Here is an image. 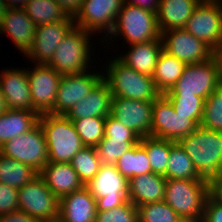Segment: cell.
Here are the masks:
<instances>
[{
    "label": "cell",
    "mask_w": 222,
    "mask_h": 222,
    "mask_svg": "<svg viewBox=\"0 0 222 222\" xmlns=\"http://www.w3.org/2000/svg\"><path fill=\"white\" fill-rule=\"evenodd\" d=\"M178 143L192 160L199 176L211 181L222 175V133L198 126Z\"/></svg>",
    "instance_id": "6da1fadb"
},
{
    "label": "cell",
    "mask_w": 222,
    "mask_h": 222,
    "mask_svg": "<svg viewBox=\"0 0 222 222\" xmlns=\"http://www.w3.org/2000/svg\"><path fill=\"white\" fill-rule=\"evenodd\" d=\"M109 62L103 79L109 84L113 97L153 102L161 95L151 76L133 70L118 57Z\"/></svg>",
    "instance_id": "7a4b0ae2"
},
{
    "label": "cell",
    "mask_w": 222,
    "mask_h": 222,
    "mask_svg": "<svg viewBox=\"0 0 222 222\" xmlns=\"http://www.w3.org/2000/svg\"><path fill=\"white\" fill-rule=\"evenodd\" d=\"M38 123L47 143L49 162L70 163L84 147L72 121L65 115L42 114Z\"/></svg>",
    "instance_id": "3957f363"
},
{
    "label": "cell",
    "mask_w": 222,
    "mask_h": 222,
    "mask_svg": "<svg viewBox=\"0 0 222 222\" xmlns=\"http://www.w3.org/2000/svg\"><path fill=\"white\" fill-rule=\"evenodd\" d=\"M208 196L206 180L166 179L164 201L184 221L202 220Z\"/></svg>",
    "instance_id": "277c9868"
},
{
    "label": "cell",
    "mask_w": 222,
    "mask_h": 222,
    "mask_svg": "<svg viewBox=\"0 0 222 222\" xmlns=\"http://www.w3.org/2000/svg\"><path fill=\"white\" fill-rule=\"evenodd\" d=\"M121 34L129 45L159 39L161 33L157 24V14L124 2L105 42ZM108 36L111 37L107 40Z\"/></svg>",
    "instance_id": "5b68a950"
},
{
    "label": "cell",
    "mask_w": 222,
    "mask_h": 222,
    "mask_svg": "<svg viewBox=\"0 0 222 222\" xmlns=\"http://www.w3.org/2000/svg\"><path fill=\"white\" fill-rule=\"evenodd\" d=\"M91 35L74 25L59 43L48 65L62 75L88 71V67L91 68L88 66L91 59Z\"/></svg>",
    "instance_id": "8992f818"
},
{
    "label": "cell",
    "mask_w": 222,
    "mask_h": 222,
    "mask_svg": "<svg viewBox=\"0 0 222 222\" xmlns=\"http://www.w3.org/2000/svg\"><path fill=\"white\" fill-rule=\"evenodd\" d=\"M59 205L60 200L39 174L18 189L19 210L34 217L38 222L58 221Z\"/></svg>",
    "instance_id": "52a82bcc"
},
{
    "label": "cell",
    "mask_w": 222,
    "mask_h": 222,
    "mask_svg": "<svg viewBox=\"0 0 222 222\" xmlns=\"http://www.w3.org/2000/svg\"><path fill=\"white\" fill-rule=\"evenodd\" d=\"M96 199L97 211H107L128 201V180L115 165H101L95 177L85 185Z\"/></svg>",
    "instance_id": "ba28073f"
},
{
    "label": "cell",
    "mask_w": 222,
    "mask_h": 222,
    "mask_svg": "<svg viewBox=\"0 0 222 222\" xmlns=\"http://www.w3.org/2000/svg\"><path fill=\"white\" fill-rule=\"evenodd\" d=\"M220 86L218 66L212 56L204 62L186 64L182 76L163 95H196L206 99Z\"/></svg>",
    "instance_id": "9c48e42d"
},
{
    "label": "cell",
    "mask_w": 222,
    "mask_h": 222,
    "mask_svg": "<svg viewBox=\"0 0 222 222\" xmlns=\"http://www.w3.org/2000/svg\"><path fill=\"white\" fill-rule=\"evenodd\" d=\"M197 127L188 115L176 113L163 94L153 101L151 136L178 142Z\"/></svg>",
    "instance_id": "30bf717a"
},
{
    "label": "cell",
    "mask_w": 222,
    "mask_h": 222,
    "mask_svg": "<svg viewBox=\"0 0 222 222\" xmlns=\"http://www.w3.org/2000/svg\"><path fill=\"white\" fill-rule=\"evenodd\" d=\"M0 152L31 166L38 173L49 162L47 143L39 123L30 131L6 142Z\"/></svg>",
    "instance_id": "8fae6325"
},
{
    "label": "cell",
    "mask_w": 222,
    "mask_h": 222,
    "mask_svg": "<svg viewBox=\"0 0 222 222\" xmlns=\"http://www.w3.org/2000/svg\"><path fill=\"white\" fill-rule=\"evenodd\" d=\"M124 2V0H83L80 11L74 17V24L93 34L104 32L106 34L103 39H105L112 31Z\"/></svg>",
    "instance_id": "7c38bea8"
},
{
    "label": "cell",
    "mask_w": 222,
    "mask_h": 222,
    "mask_svg": "<svg viewBox=\"0 0 222 222\" xmlns=\"http://www.w3.org/2000/svg\"><path fill=\"white\" fill-rule=\"evenodd\" d=\"M212 50L222 45V3L200 2L185 27Z\"/></svg>",
    "instance_id": "4fadbf2b"
},
{
    "label": "cell",
    "mask_w": 222,
    "mask_h": 222,
    "mask_svg": "<svg viewBox=\"0 0 222 222\" xmlns=\"http://www.w3.org/2000/svg\"><path fill=\"white\" fill-rule=\"evenodd\" d=\"M35 65L34 69H27L32 106L39 115L53 114L56 93L62 74L48 64Z\"/></svg>",
    "instance_id": "5bb4252c"
},
{
    "label": "cell",
    "mask_w": 222,
    "mask_h": 222,
    "mask_svg": "<svg viewBox=\"0 0 222 222\" xmlns=\"http://www.w3.org/2000/svg\"><path fill=\"white\" fill-rule=\"evenodd\" d=\"M103 73L86 71L62 75L56 93L53 115H66L103 79Z\"/></svg>",
    "instance_id": "9a60e30c"
},
{
    "label": "cell",
    "mask_w": 222,
    "mask_h": 222,
    "mask_svg": "<svg viewBox=\"0 0 222 222\" xmlns=\"http://www.w3.org/2000/svg\"><path fill=\"white\" fill-rule=\"evenodd\" d=\"M163 50L185 64L204 62L213 56V50L184 28L161 33Z\"/></svg>",
    "instance_id": "2e32d148"
},
{
    "label": "cell",
    "mask_w": 222,
    "mask_h": 222,
    "mask_svg": "<svg viewBox=\"0 0 222 222\" xmlns=\"http://www.w3.org/2000/svg\"><path fill=\"white\" fill-rule=\"evenodd\" d=\"M152 109L151 101L112 97L110 115L142 138L151 136Z\"/></svg>",
    "instance_id": "e0dca14e"
},
{
    "label": "cell",
    "mask_w": 222,
    "mask_h": 222,
    "mask_svg": "<svg viewBox=\"0 0 222 222\" xmlns=\"http://www.w3.org/2000/svg\"><path fill=\"white\" fill-rule=\"evenodd\" d=\"M74 18L36 26L33 45L26 57L36 64H48L63 37L74 26Z\"/></svg>",
    "instance_id": "ac0fdd59"
},
{
    "label": "cell",
    "mask_w": 222,
    "mask_h": 222,
    "mask_svg": "<svg viewBox=\"0 0 222 222\" xmlns=\"http://www.w3.org/2000/svg\"><path fill=\"white\" fill-rule=\"evenodd\" d=\"M0 88L8 109L35 111L32 106L27 69L3 70L0 74Z\"/></svg>",
    "instance_id": "d6986e66"
},
{
    "label": "cell",
    "mask_w": 222,
    "mask_h": 222,
    "mask_svg": "<svg viewBox=\"0 0 222 222\" xmlns=\"http://www.w3.org/2000/svg\"><path fill=\"white\" fill-rule=\"evenodd\" d=\"M36 25L23 8H8L0 25V33L7 34L24 55L33 45Z\"/></svg>",
    "instance_id": "ffe728a7"
},
{
    "label": "cell",
    "mask_w": 222,
    "mask_h": 222,
    "mask_svg": "<svg viewBox=\"0 0 222 222\" xmlns=\"http://www.w3.org/2000/svg\"><path fill=\"white\" fill-rule=\"evenodd\" d=\"M96 214V199L86 186L60 199L58 222H95Z\"/></svg>",
    "instance_id": "44dd1931"
},
{
    "label": "cell",
    "mask_w": 222,
    "mask_h": 222,
    "mask_svg": "<svg viewBox=\"0 0 222 222\" xmlns=\"http://www.w3.org/2000/svg\"><path fill=\"white\" fill-rule=\"evenodd\" d=\"M112 93L109 84L102 79L91 92L78 101L65 115L70 120L89 117L106 118L111 113Z\"/></svg>",
    "instance_id": "7402d4cb"
},
{
    "label": "cell",
    "mask_w": 222,
    "mask_h": 222,
    "mask_svg": "<svg viewBox=\"0 0 222 222\" xmlns=\"http://www.w3.org/2000/svg\"><path fill=\"white\" fill-rule=\"evenodd\" d=\"M39 175L59 200L84 186L71 163L48 162Z\"/></svg>",
    "instance_id": "603a6c76"
},
{
    "label": "cell",
    "mask_w": 222,
    "mask_h": 222,
    "mask_svg": "<svg viewBox=\"0 0 222 222\" xmlns=\"http://www.w3.org/2000/svg\"><path fill=\"white\" fill-rule=\"evenodd\" d=\"M166 178L157 173H147L128 180V200L136 207L164 201Z\"/></svg>",
    "instance_id": "cb8c5ba5"
},
{
    "label": "cell",
    "mask_w": 222,
    "mask_h": 222,
    "mask_svg": "<svg viewBox=\"0 0 222 222\" xmlns=\"http://www.w3.org/2000/svg\"><path fill=\"white\" fill-rule=\"evenodd\" d=\"M129 46L131 48L128 53L118 58L133 70L152 77L159 55L163 51L162 38Z\"/></svg>",
    "instance_id": "d4e9b609"
},
{
    "label": "cell",
    "mask_w": 222,
    "mask_h": 222,
    "mask_svg": "<svg viewBox=\"0 0 222 222\" xmlns=\"http://www.w3.org/2000/svg\"><path fill=\"white\" fill-rule=\"evenodd\" d=\"M201 0H160L157 24L160 33L184 28Z\"/></svg>",
    "instance_id": "484cf974"
},
{
    "label": "cell",
    "mask_w": 222,
    "mask_h": 222,
    "mask_svg": "<svg viewBox=\"0 0 222 222\" xmlns=\"http://www.w3.org/2000/svg\"><path fill=\"white\" fill-rule=\"evenodd\" d=\"M36 111L11 110L0 115V148L9 140L30 131L39 121Z\"/></svg>",
    "instance_id": "4316f807"
},
{
    "label": "cell",
    "mask_w": 222,
    "mask_h": 222,
    "mask_svg": "<svg viewBox=\"0 0 222 222\" xmlns=\"http://www.w3.org/2000/svg\"><path fill=\"white\" fill-rule=\"evenodd\" d=\"M185 66L186 64L183 61L169 55L163 50L159 55L152 76L156 89L161 94L168 92L182 76Z\"/></svg>",
    "instance_id": "83f0119b"
},
{
    "label": "cell",
    "mask_w": 222,
    "mask_h": 222,
    "mask_svg": "<svg viewBox=\"0 0 222 222\" xmlns=\"http://www.w3.org/2000/svg\"><path fill=\"white\" fill-rule=\"evenodd\" d=\"M38 174L31 166L0 152V183L20 189Z\"/></svg>",
    "instance_id": "f1b7e54d"
},
{
    "label": "cell",
    "mask_w": 222,
    "mask_h": 222,
    "mask_svg": "<svg viewBox=\"0 0 222 222\" xmlns=\"http://www.w3.org/2000/svg\"><path fill=\"white\" fill-rule=\"evenodd\" d=\"M166 179L204 180L199 176L192 160L178 142L171 141Z\"/></svg>",
    "instance_id": "f546056e"
},
{
    "label": "cell",
    "mask_w": 222,
    "mask_h": 222,
    "mask_svg": "<svg viewBox=\"0 0 222 222\" xmlns=\"http://www.w3.org/2000/svg\"><path fill=\"white\" fill-rule=\"evenodd\" d=\"M115 166L127 180L152 172L146 150L140 145V142L125 152L117 160Z\"/></svg>",
    "instance_id": "4dcf8cb0"
},
{
    "label": "cell",
    "mask_w": 222,
    "mask_h": 222,
    "mask_svg": "<svg viewBox=\"0 0 222 222\" xmlns=\"http://www.w3.org/2000/svg\"><path fill=\"white\" fill-rule=\"evenodd\" d=\"M23 9L36 26L69 18L55 0H28Z\"/></svg>",
    "instance_id": "1f68e13d"
},
{
    "label": "cell",
    "mask_w": 222,
    "mask_h": 222,
    "mask_svg": "<svg viewBox=\"0 0 222 222\" xmlns=\"http://www.w3.org/2000/svg\"><path fill=\"white\" fill-rule=\"evenodd\" d=\"M140 145L146 150L152 172L161 174L166 178L171 141L147 136L140 139Z\"/></svg>",
    "instance_id": "d6a6232c"
},
{
    "label": "cell",
    "mask_w": 222,
    "mask_h": 222,
    "mask_svg": "<svg viewBox=\"0 0 222 222\" xmlns=\"http://www.w3.org/2000/svg\"><path fill=\"white\" fill-rule=\"evenodd\" d=\"M70 163L84 186L95 177L102 165L96 148L92 146L80 149Z\"/></svg>",
    "instance_id": "836d02e7"
},
{
    "label": "cell",
    "mask_w": 222,
    "mask_h": 222,
    "mask_svg": "<svg viewBox=\"0 0 222 222\" xmlns=\"http://www.w3.org/2000/svg\"><path fill=\"white\" fill-rule=\"evenodd\" d=\"M140 140L103 138L95 147L102 165H116L117 160Z\"/></svg>",
    "instance_id": "e575fe53"
},
{
    "label": "cell",
    "mask_w": 222,
    "mask_h": 222,
    "mask_svg": "<svg viewBox=\"0 0 222 222\" xmlns=\"http://www.w3.org/2000/svg\"><path fill=\"white\" fill-rule=\"evenodd\" d=\"M106 118L89 117L71 120L84 146L96 147L104 138Z\"/></svg>",
    "instance_id": "d590c367"
},
{
    "label": "cell",
    "mask_w": 222,
    "mask_h": 222,
    "mask_svg": "<svg viewBox=\"0 0 222 222\" xmlns=\"http://www.w3.org/2000/svg\"><path fill=\"white\" fill-rule=\"evenodd\" d=\"M200 126L222 133V86L205 99Z\"/></svg>",
    "instance_id": "8d00e7d4"
},
{
    "label": "cell",
    "mask_w": 222,
    "mask_h": 222,
    "mask_svg": "<svg viewBox=\"0 0 222 222\" xmlns=\"http://www.w3.org/2000/svg\"><path fill=\"white\" fill-rule=\"evenodd\" d=\"M176 113L188 115L198 126L202 121L205 99L196 95H164Z\"/></svg>",
    "instance_id": "74e56055"
},
{
    "label": "cell",
    "mask_w": 222,
    "mask_h": 222,
    "mask_svg": "<svg viewBox=\"0 0 222 222\" xmlns=\"http://www.w3.org/2000/svg\"><path fill=\"white\" fill-rule=\"evenodd\" d=\"M137 210L139 222H184L165 201L140 205Z\"/></svg>",
    "instance_id": "f35d334b"
},
{
    "label": "cell",
    "mask_w": 222,
    "mask_h": 222,
    "mask_svg": "<svg viewBox=\"0 0 222 222\" xmlns=\"http://www.w3.org/2000/svg\"><path fill=\"white\" fill-rule=\"evenodd\" d=\"M95 222H139L137 207L128 200L125 204L107 211H97Z\"/></svg>",
    "instance_id": "ab89813d"
},
{
    "label": "cell",
    "mask_w": 222,
    "mask_h": 222,
    "mask_svg": "<svg viewBox=\"0 0 222 222\" xmlns=\"http://www.w3.org/2000/svg\"><path fill=\"white\" fill-rule=\"evenodd\" d=\"M105 138H118L124 140H140L141 137L136 134L131 128L126 127L119 120L115 119L110 114L105 120Z\"/></svg>",
    "instance_id": "60d3db41"
},
{
    "label": "cell",
    "mask_w": 222,
    "mask_h": 222,
    "mask_svg": "<svg viewBox=\"0 0 222 222\" xmlns=\"http://www.w3.org/2000/svg\"><path fill=\"white\" fill-rule=\"evenodd\" d=\"M19 210L18 189L0 183V215Z\"/></svg>",
    "instance_id": "b9f144b4"
},
{
    "label": "cell",
    "mask_w": 222,
    "mask_h": 222,
    "mask_svg": "<svg viewBox=\"0 0 222 222\" xmlns=\"http://www.w3.org/2000/svg\"><path fill=\"white\" fill-rule=\"evenodd\" d=\"M202 220L204 222H222V205L218 204L210 195L205 203Z\"/></svg>",
    "instance_id": "7bdbcfd3"
},
{
    "label": "cell",
    "mask_w": 222,
    "mask_h": 222,
    "mask_svg": "<svg viewBox=\"0 0 222 222\" xmlns=\"http://www.w3.org/2000/svg\"><path fill=\"white\" fill-rule=\"evenodd\" d=\"M0 222H38L34 217L27 213L17 210L8 214L0 215Z\"/></svg>",
    "instance_id": "ee69618b"
},
{
    "label": "cell",
    "mask_w": 222,
    "mask_h": 222,
    "mask_svg": "<svg viewBox=\"0 0 222 222\" xmlns=\"http://www.w3.org/2000/svg\"><path fill=\"white\" fill-rule=\"evenodd\" d=\"M69 17H75L80 11L83 0H55Z\"/></svg>",
    "instance_id": "f6af8a7d"
},
{
    "label": "cell",
    "mask_w": 222,
    "mask_h": 222,
    "mask_svg": "<svg viewBox=\"0 0 222 222\" xmlns=\"http://www.w3.org/2000/svg\"><path fill=\"white\" fill-rule=\"evenodd\" d=\"M125 3L158 13L160 0H124Z\"/></svg>",
    "instance_id": "bcb514c9"
},
{
    "label": "cell",
    "mask_w": 222,
    "mask_h": 222,
    "mask_svg": "<svg viewBox=\"0 0 222 222\" xmlns=\"http://www.w3.org/2000/svg\"><path fill=\"white\" fill-rule=\"evenodd\" d=\"M209 195L222 205V179H214L209 181Z\"/></svg>",
    "instance_id": "7dc6e473"
},
{
    "label": "cell",
    "mask_w": 222,
    "mask_h": 222,
    "mask_svg": "<svg viewBox=\"0 0 222 222\" xmlns=\"http://www.w3.org/2000/svg\"><path fill=\"white\" fill-rule=\"evenodd\" d=\"M213 57L215 58L218 66L219 79L222 86V45L213 50Z\"/></svg>",
    "instance_id": "c3c4849f"
},
{
    "label": "cell",
    "mask_w": 222,
    "mask_h": 222,
    "mask_svg": "<svg viewBox=\"0 0 222 222\" xmlns=\"http://www.w3.org/2000/svg\"><path fill=\"white\" fill-rule=\"evenodd\" d=\"M8 8H23L28 0H5Z\"/></svg>",
    "instance_id": "681fc988"
},
{
    "label": "cell",
    "mask_w": 222,
    "mask_h": 222,
    "mask_svg": "<svg viewBox=\"0 0 222 222\" xmlns=\"http://www.w3.org/2000/svg\"><path fill=\"white\" fill-rule=\"evenodd\" d=\"M8 110L6 99L4 98L0 88V115Z\"/></svg>",
    "instance_id": "f907efd6"
},
{
    "label": "cell",
    "mask_w": 222,
    "mask_h": 222,
    "mask_svg": "<svg viewBox=\"0 0 222 222\" xmlns=\"http://www.w3.org/2000/svg\"><path fill=\"white\" fill-rule=\"evenodd\" d=\"M7 5L5 0H0V25L2 22L3 17L5 16L6 12H7Z\"/></svg>",
    "instance_id": "816d5d0a"
},
{
    "label": "cell",
    "mask_w": 222,
    "mask_h": 222,
    "mask_svg": "<svg viewBox=\"0 0 222 222\" xmlns=\"http://www.w3.org/2000/svg\"><path fill=\"white\" fill-rule=\"evenodd\" d=\"M201 2L222 3V0H201Z\"/></svg>",
    "instance_id": "f5cc1de1"
},
{
    "label": "cell",
    "mask_w": 222,
    "mask_h": 222,
    "mask_svg": "<svg viewBox=\"0 0 222 222\" xmlns=\"http://www.w3.org/2000/svg\"><path fill=\"white\" fill-rule=\"evenodd\" d=\"M190 222H204L203 220H199V221H190Z\"/></svg>",
    "instance_id": "db71d44e"
}]
</instances>
